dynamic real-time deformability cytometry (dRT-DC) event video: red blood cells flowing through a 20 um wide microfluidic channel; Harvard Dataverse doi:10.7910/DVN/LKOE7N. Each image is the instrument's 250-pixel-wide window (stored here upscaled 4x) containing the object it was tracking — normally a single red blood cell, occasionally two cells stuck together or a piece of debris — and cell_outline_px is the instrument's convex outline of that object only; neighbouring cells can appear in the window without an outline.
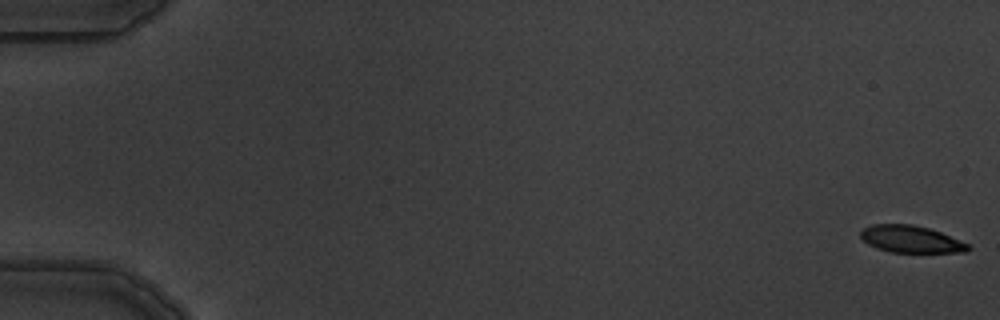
{"species": "common noctule bat (a hibernating species)", "species_latin": "Nyctalus noctula", "temperature_condition": "warm", "stored_images_in_passage": 5, "camera_frame_rate_fps": 3000, "um_per_image_px": 0.085, "animal": {"sex": "male", "body_mass_g": 19.5, "forearm_length_mm": 54.6}, "frame": {"image": 1, "passage_image": 1, "time_ms": 0.0, "image_size_px": [1000, 320], "cell_outline_px": [[972, 248], [964, 252], [892, 252], [876, 248], [868, 244], [860, 236], [860, 232], [864, 228], [872, 224], [912, 224], [928, 228], [940, 232], [968, 244]], "centroid_in_image_um": [77.4, 20.33], "position_along_channel_um": 7.6, "area_um2": 16.76}}
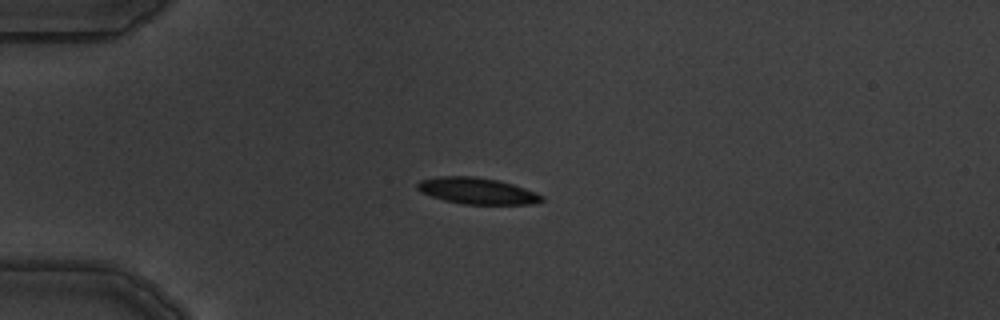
{"frame": {"image": 2, "passage_image": 5, "time_ms": 4.667, "image_size_px": [1000, 320], "cell_outline_px": [[544, 200], [532, 204], [464, 204], [444, 200], [420, 192], [416, 188], [416, 184], [420, 180], [440, 176], [476, 176], [496, 180], [512, 184], [536, 192], [544, 196]], "centroid_in_image_um": [40.54, 16.22], "position_along_channel_um": 44.5, "area_um2": 19.07}}